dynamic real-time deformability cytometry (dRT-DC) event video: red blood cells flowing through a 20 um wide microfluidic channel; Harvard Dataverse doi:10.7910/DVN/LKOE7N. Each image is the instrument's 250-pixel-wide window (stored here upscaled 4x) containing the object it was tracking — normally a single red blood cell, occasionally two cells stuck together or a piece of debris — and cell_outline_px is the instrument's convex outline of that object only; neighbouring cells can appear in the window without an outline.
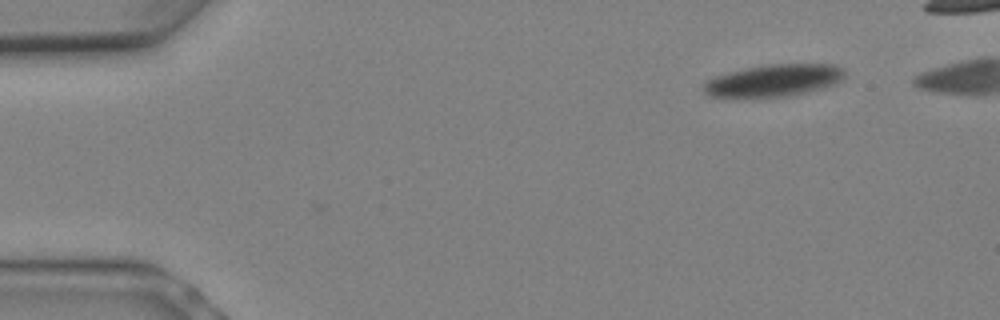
{"species": "Egyptian fruit bat (a non-hibernating species)", "species_latin": "Rousettus aegyptiacus", "temperature_condition": "warm", "stored_images_in_passage": 6, "camera_frame_rate_fps": 3000, "um_per_image_px": 0.085, "animal": {"sex": "female"}, "frame": {"image": 1, "passage_image": 1, "time_ms": 0.0, "image_size_px": [1000, 320], "cell_outline_px": [[844, 76], [840, 80], [824, 88], [788, 96], [752, 100], [708, 96], [700, 88], [708, 80], [716, 76], [764, 64], [832, 64], [844, 68]], "centroid_in_image_um": [65.7, 6.89], "position_along_channel_um": 19.3, "area_um2": 27.05}}